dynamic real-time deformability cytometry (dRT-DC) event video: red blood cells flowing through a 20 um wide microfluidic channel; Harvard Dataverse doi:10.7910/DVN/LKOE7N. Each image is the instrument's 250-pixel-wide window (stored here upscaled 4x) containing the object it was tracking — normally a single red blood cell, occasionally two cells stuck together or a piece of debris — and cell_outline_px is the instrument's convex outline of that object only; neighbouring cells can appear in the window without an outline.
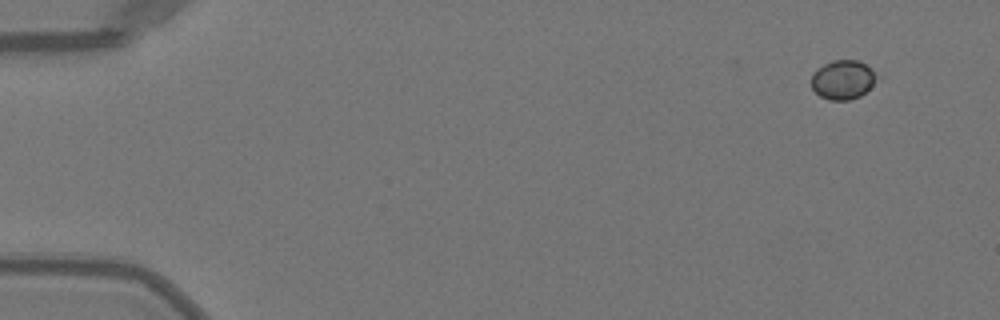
{"species": "Egyptian fruit bat (a non-hibernating species)", "species_latin": "Rousettus aegyptiacus", "temperature_condition": "warm", "stored_images_in_passage": 48, "camera_frame_rate_fps": 3000, "um_per_image_px": 0.085, "animal": {"sex": "female"}, "frame": {"image": 1, "passage_image": 1, "time_ms": 0.0, "image_size_px": [1000, 320], "cell_outline_px": [[876, 76], [872, 84], [860, 96], [848, 100], [828, 100], [820, 96], [812, 88], [812, 72], [816, 68], [832, 60], [860, 60], [872, 68]], "centroid_in_image_um": [71.61, 6.76], "position_along_channel_um": 13.4, "area_um2": 14.85}}
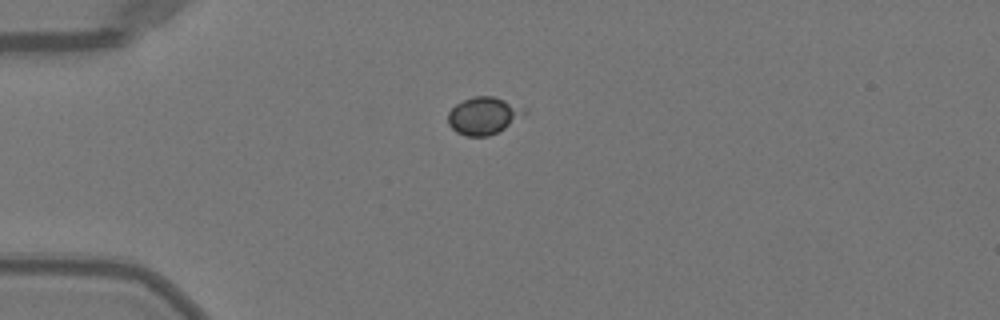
{"frame": {"image": 2, "passage_image": 11, "time_ms": 3.333, "image_size_px": [1000, 320], "cell_outline_px": [[528, 112], [524, 116], [504, 128], [488, 136], [464, 136], [456, 132], [448, 124], [448, 112], [456, 104], [472, 96], [492, 96], [528, 108]], "centroid_in_image_um": [41.12, 9.83], "position_along_channel_um": 43.9, "area_um2": 16.7}}
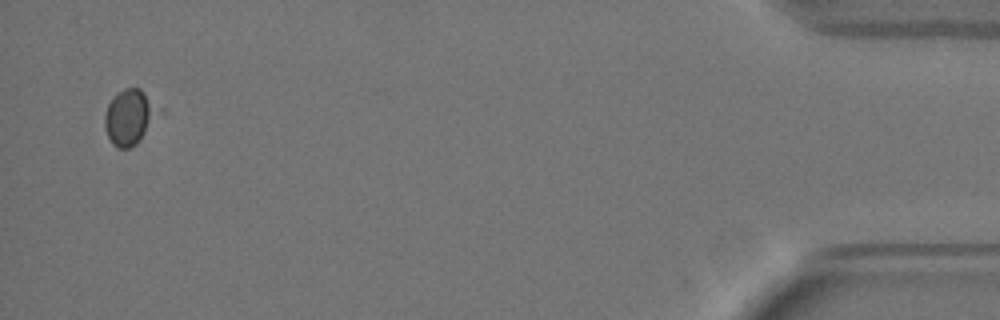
{"frame": {"image": 3, "passage_image": 47, "time_ms": 15.333, "image_size_px": [1000, 320], "cell_outline_px": [[164, 112], [136, 144], [128, 148], [120, 148], [112, 144], [108, 136], [104, 124], [104, 116], [108, 104], [112, 96], [124, 88], [140, 88], [164, 108]], "centroid_in_image_um": [11.09, 9.91], "position_along_channel_um": 424.1, "area_um2": 17.92}}